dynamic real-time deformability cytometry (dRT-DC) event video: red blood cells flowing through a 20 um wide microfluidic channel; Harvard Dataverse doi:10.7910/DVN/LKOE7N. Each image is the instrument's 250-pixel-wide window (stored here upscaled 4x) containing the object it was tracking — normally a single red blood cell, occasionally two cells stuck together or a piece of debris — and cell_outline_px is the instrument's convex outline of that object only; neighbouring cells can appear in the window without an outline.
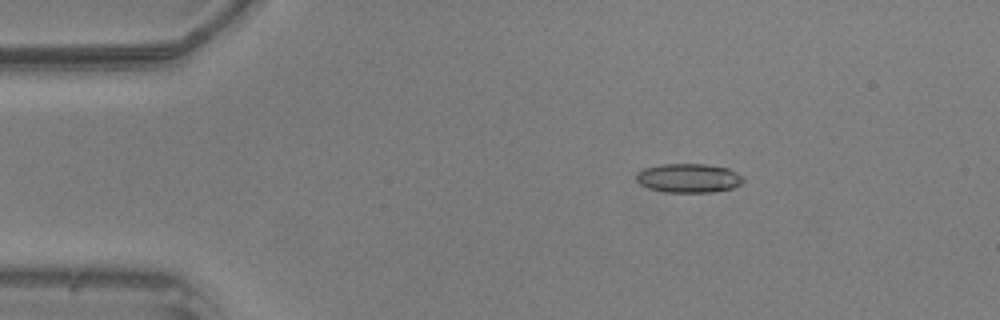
{"species": "common noctule bat (a hibernating species)", "species_latin": "Nyctalus noctula", "temperature_condition": "warm", "stored_images_in_passage": 48, "camera_frame_rate_fps": 3000, "um_per_image_px": 0.085, "animal": {"sex": "male", "body_mass_g": 20.5, "forearm_length_mm": 52.5}, "frame": {"image": 1, "passage_image": 8, "time_ms": 2.333, "image_size_px": [1000, 320], "cell_outline_px": [[744, 180], [740, 184], [732, 188], [712, 192], [664, 192], [648, 188], [640, 184], [636, 180], [636, 176], [644, 168], [660, 164], [704, 164], [728, 168], [744, 176]], "centroid_in_image_um": [58.54, 15.14], "position_along_channel_um": 26.5, "area_um2": 18.09}}
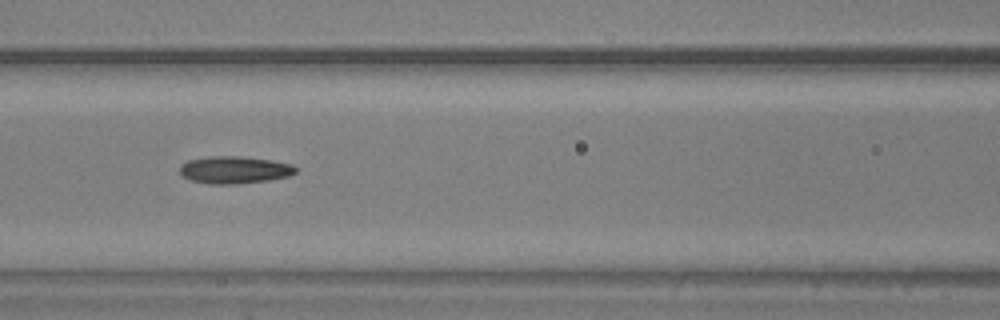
{"frame": {"image": 2, "passage_image": 21, "time_ms": 6.667, "image_size_px": [1000, 320], "cell_outline_px": [[296, 172], [288, 176], [268, 180], [236, 184], [208, 184], [192, 180], [180, 176], [180, 164], [188, 160], [212, 156], [236, 156], [272, 160], [292, 164], [296, 168]], "centroid_in_image_um": [19.9, 14.44], "position_along_channel_um": 146.7, "area_um2": 18.44}}
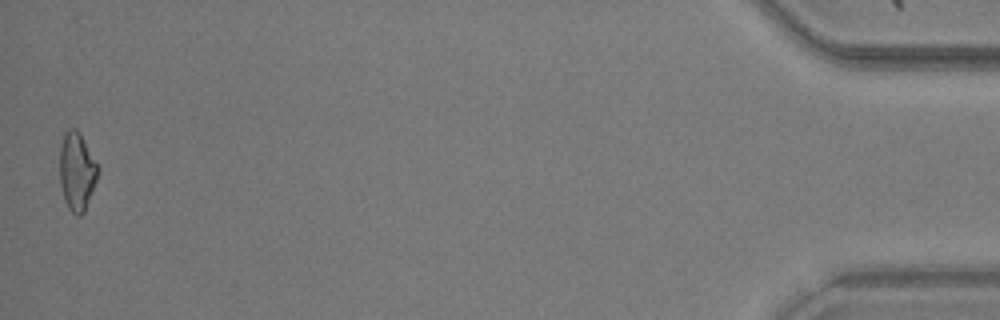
{"frame": {"image": 3, "passage_image": 48, "time_ms": 15.667, "image_size_px": [1000, 320], "cell_outline_px": [[100, 168], [96, 180], [84, 212], [80, 216], [76, 216], [68, 208], [64, 200], [60, 184], [60, 148], [64, 132], [68, 128], [76, 128], [80, 132]], "centroid_in_image_um": [6.53, 14.55], "position_along_channel_um": 428.7, "area_um2": 17.51}}